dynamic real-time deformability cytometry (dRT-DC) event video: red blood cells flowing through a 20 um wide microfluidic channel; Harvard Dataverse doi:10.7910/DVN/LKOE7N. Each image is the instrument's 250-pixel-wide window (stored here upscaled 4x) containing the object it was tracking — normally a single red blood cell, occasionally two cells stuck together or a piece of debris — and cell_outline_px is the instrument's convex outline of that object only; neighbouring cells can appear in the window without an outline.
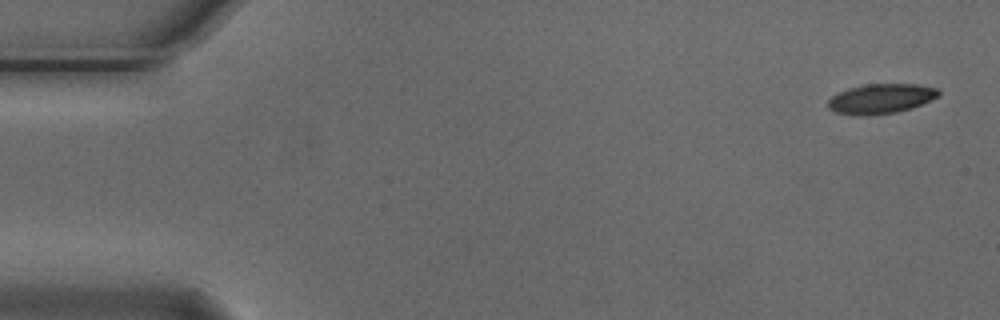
{"species": "Egyptian fruit bat (a non-hibernating species)", "species_latin": "Rousettus aegyptiacus", "temperature_condition": "cold", "stored_images_in_passage": 6, "segment_of_instrument_passage": [1, 2], "camera_frame_rate_fps": 3000, "um_per_image_px": 0.085, "animal": {"sex": "male"}, "frame": {"image": 1, "passage_image": 1, "time_ms": 0.0, "image_size_px": [1000, 320], "cell_outline_px": [[940, 96], [912, 108], [896, 112], [864, 116], [860, 116], [836, 112], [828, 108], [828, 100], [832, 96], [848, 88], [864, 84], [916, 84], [936, 88], [940, 92]], "centroid_in_image_um": [74.88, 8.39], "position_along_channel_um": 10.1, "area_um2": 19.19}}
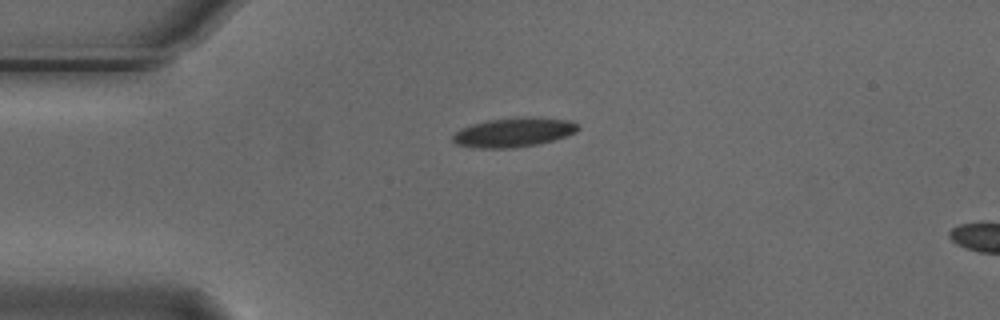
{"frame": {"image": 2, "passage_image": 4, "time_ms": 1.0, "image_size_px": [1000, 320], "cell_outline_px": [[580, 128], [576, 132], [540, 144], [512, 148], [480, 148], [456, 144], [452, 140], [452, 136], [460, 128], [472, 124], [488, 120], [524, 116], [540, 116], [572, 120]], "centroid_in_image_um": [43.69, 11.23], "position_along_channel_um": 41.3, "area_um2": 21.62}}